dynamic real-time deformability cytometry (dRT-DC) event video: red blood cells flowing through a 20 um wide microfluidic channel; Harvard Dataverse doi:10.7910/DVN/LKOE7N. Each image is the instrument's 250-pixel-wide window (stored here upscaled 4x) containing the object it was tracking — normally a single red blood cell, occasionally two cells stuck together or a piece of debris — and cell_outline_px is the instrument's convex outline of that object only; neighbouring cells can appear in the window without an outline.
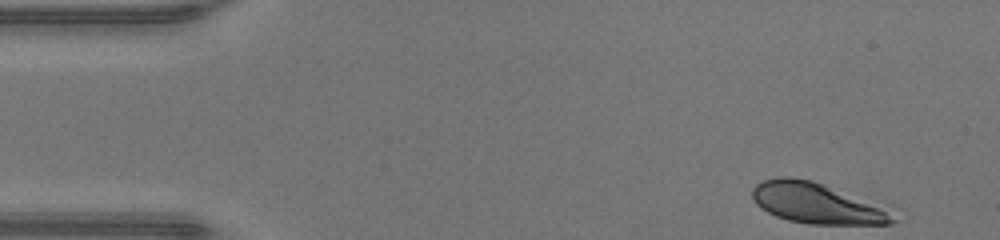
{"species": "human", "species_latin": "Homo sapiens", "temperature_condition": "warm", "stored_images_in_passage": 45, "camera_frame_rate_fps": 3000, "um_per_image_px": 0.085, "donor": {"sex": "male"}, "frame": {"image": 1, "passage_image": 1, "time_ms": 0.0, "image_size_px": [1000, 240], "cell_outline_px": [[900, 220], [892, 224], [808, 224], [788, 220], [776, 216], [760, 208], [752, 200], [752, 188], [760, 180], [780, 176], [788, 176], [812, 180], [892, 204]], "centroid_in_image_um": [69.65, 17.26], "position_along_channel_um": 15.4, "area_um2": 35.43}}
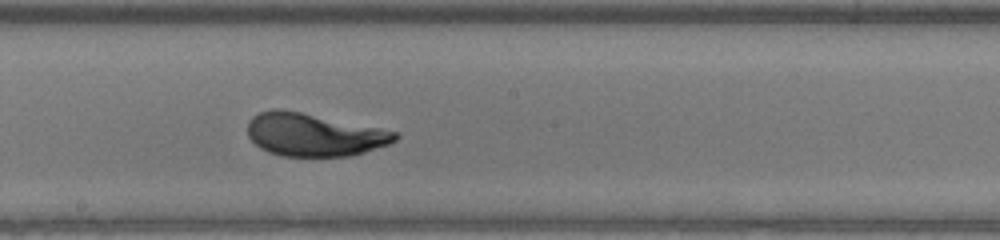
{"frame": {"image": 2, "passage_image": 23, "time_ms": 7.333, "image_size_px": [1000, 240], "cell_outline_px": [[400, 136], [396, 140], [388, 144], [352, 156], [280, 156], [268, 152], [260, 148], [248, 136], [248, 120], [252, 116], [260, 112], [272, 108], [280, 108], [300, 112], [396, 132]], "centroid_in_image_um": [26.62, 11.45], "position_along_channel_um": 221.6, "area_um2": 36.53}}
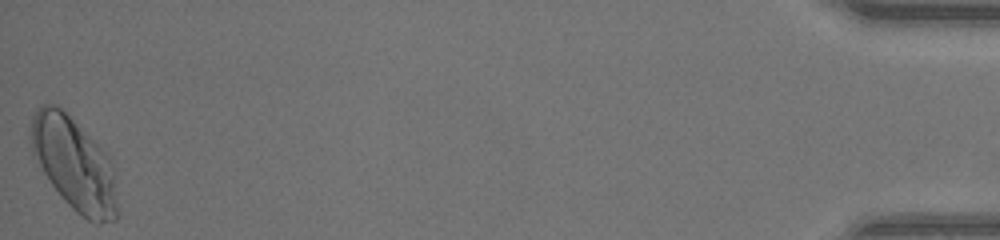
{"frame": {"image": 3, "passage_image": 45, "time_ms": 14.667, "image_size_px": [1000, 240], "cell_outline_px": [[120, 212], [116, 220], [100, 224], [96, 224], [80, 216], [64, 200], [52, 184], [44, 172], [32, 152], [32, 116], [36, 108], [40, 104], [56, 104], [108, 156], [112, 164]], "centroid_in_image_um": [6.35, 14.02], "position_along_channel_um": 428.9, "area_um2": 46.18}, "authors_computed_cell_mechanics": {"area_um2": 37.2232, "velocity_mm_per_s": 4.2822, "shape_relaxation_time_tau1_ms": 2.502, "shape_relaxation_time_tau2_ms": null, "deformation_change_tau1": 0.1639, "deformation_change_tau2": null}}